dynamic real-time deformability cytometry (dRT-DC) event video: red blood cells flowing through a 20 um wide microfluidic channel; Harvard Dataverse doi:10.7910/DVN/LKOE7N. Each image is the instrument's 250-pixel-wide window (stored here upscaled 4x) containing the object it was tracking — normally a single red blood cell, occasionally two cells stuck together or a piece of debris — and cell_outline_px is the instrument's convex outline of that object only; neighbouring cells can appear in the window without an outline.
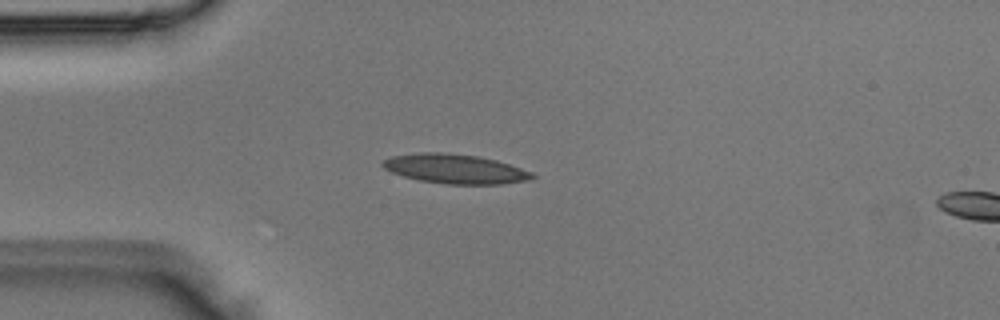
{"species": "Egyptian fruit bat (a non-hibernating species)", "species_latin": "Rousettus aegyptiacus", "temperature_condition": "room temperature", "stored_images_in_passage": 4, "segment_of_instrument_passage": [1, 2], "camera_frame_rate_fps": 3000, "um_per_image_px": 0.085, "animal": {"sex": "male"}, "frame": {"image": 1, "passage_image": 3, "time_ms": 0.667, "image_size_px": [1000, 320], "cell_outline_px": [[536, 176], [524, 180], [500, 184], [448, 184], [420, 180], [404, 176], [392, 172], [384, 168], [380, 164], [384, 160], [392, 156], [420, 152], [440, 152], [480, 156], [496, 160], [532, 172]], "centroid_in_image_um": [38.65, 14.34], "position_along_channel_um": 46.4, "area_um2": 25.32}}